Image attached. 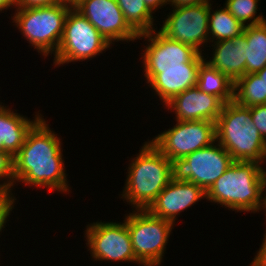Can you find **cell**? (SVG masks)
<instances>
[{"instance_id": "cell-1", "label": "cell", "mask_w": 266, "mask_h": 266, "mask_svg": "<svg viewBox=\"0 0 266 266\" xmlns=\"http://www.w3.org/2000/svg\"><path fill=\"white\" fill-rule=\"evenodd\" d=\"M43 117L32 126L23 146L13 157L14 186L16 182H22L28 187L69 194L71 190L68 174L65 173L63 143Z\"/></svg>"}, {"instance_id": "cell-2", "label": "cell", "mask_w": 266, "mask_h": 266, "mask_svg": "<svg viewBox=\"0 0 266 266\" xmlns=\"http://www.w3.org/2000/svg\"><path fill=\"white\" fill-rule=\"evenodd\" d=\"M265 170L256 161H234L206 191V200L235 213L262 211Z\"/></svg>"}, {"instance_id": "cell-3", "label": "cell", "mask_w": 266, "mask_h": 266, "mask_svg": "<svg viewBox=\"0 0 266 266\" xmlns=\"http://www.w3.org/2000/svg\"><path fill=\"white\" fill-rule=\"evenodd\" d=\"M128 165L121 194L133 210H147L172 179L171 160L147 140ZM135 207V208H134Z\"/></svg>"}, {"instance_id": "cell-4", "label": "cell", "mask_w": 266, "mask_h": 266, "mask_svg": "<svg viewBox=\"0 0 266 266\" xmlns=\"http://www.w3.org/2000/svg\"><path fill=\"white\" fill-rule=\"evenodd\" d=\"M218 142L234 161L266 162V140L252 122L250 107L235 100L223 105L215 123Z\"/></svg>"}, {"instance_id": "cell-5", "label": "cell", "mask_w": 266, "mask_h": 266, "mask_svg": "<svg viewBox=\"0 0 266 266\" xmlns=\"http://www.w3.org/2000/svg\"><path fill=\"white\" fill-rule=\"evenodd\" d=\"M69 4L33 8H16L12 23L22 36L44 58L55 55L60 44Z\"/></svg>"}, {"instance_id": "cell-6", "label": "cell", "mask_w": 266, "mask_h": 266, "mask_svg": "<svg viewBox=\"0 0 266 266\" xmlns=\"http://www.w3.org/2000/svg\"><path fill=\"white\" fill-rule=\"evenodd\" d=\"M124 220L139 266H160L175 224L148 210L132 209Z\"/></svg>"}, {"instance_id": "cell-7", "label": "cell", "mask_w": 266, "mask_h": 266, "mask_svg": "<svg viewBox=\"0 0 266 266\" xmlns=\"http://www.w3.org/2000/svg\"><path fill=\"white\" fill-rule=\"evenodd\" d=\"M111 48L104 36L74 7L69 9L54 66L91 60ZM107 49V50H106Z\"/></svg>"}, {"instance_id": "cell-8", "label": "cell", "mask_w": 266, "mask_h": 266, "mask_svg": "<svg viewBox=\"0 0 266 266\" xmlns=\"http://www.w3.org/2000/svg\"><path fill=\"white\" fill-rule=\"evenodd\" d=\"M139 39L148 42L141 50L144 52L141 59L147 84L159 73V68L200 67L205 61L206 56L192 46L171 40L159 30L139 34Z\"/></svg>"}, {"instance_id": "cell-9", "label": "cell", "mask_w": 266, "mask_h": 266, "mask_svg": "<svg viewBox=\"0 0 266 266\" xmlns=\"http://www.w3.org/2000/svg\"><path fill=\"white\" fill-rule=\"evenodd\" d=\"M234 160L216 140L199 150L171 161L172 179L195 183L205 192Z\"/></svg>"}, {"instance_id": "cell-10", "label": "cell", "mask_w": 266, "mask_h": 266, "mask_svg": "<svg viewBox=\"0 0 266 266\" xmlns=\"http://www.w3.org/2000/svg\"><path fill=\"white\" fill-rule=\"evenodd\" d=\"M86 246L94 261L138 263L135 257L130 234L123 222L97 221L87 225Z\"/></svg>"}, {"instance_id": "cell-11", "label": "cell", "mask_w": 266, "mask_h": 266, "mask_svg": "<svg viewBox=\"0 0 266 266\" xmlns=\"http://www.w3.org/2000/svg\"><path fill=\"white\" fill-rule=\"evenodd\" d=\"M175 122L173 127L149 140L171 161L184 158L216 140L215 122L207 120Z\"/></svg>"}, {"instance_id": "cell-12", "label": "cell", "mask_w": 266, "mask_h": 266, "mask_svg": "<svg viewBox=\"0 0 266 266\" xmlns=\"http://www.w3.org/2000/svg\"><path fill=\"white\" fill-rule=\"evenodd\" d=\"M172 9L165 21L163 20L159 31L169 39L192 46L200 54H204L202 48L209 43L210 3L172 7Z\"/></svg>"}, {"instance_id": "cell-13", "label": "cell", "mask_w": 266, "mask_h": 266, "mask_svg": "<svg viewBox=\"0 0 266 266\" xmlns=\"http://www.w3.org/2000/svg\"><path fill=\"white\" fill-rule=\"evenodd\" d=\"M112 45L118 41L134 42L138 34L124 19L116 0H80L75 6Z\"/></svg>"}, {"instance_id": "cell-14", "label": "cell", "mask_w": 266, "mask_h": 266, "mask_svg": "<svg viewBox=\"0 0 266 266\" xmlns=\"http://www.w3.org/2000/svg\"><path fill=\"white\" fill-rule=\"evenodd\" d=\"M201 199H206V192L201 187L192 182L171 179L147 210L175 224L181 212Z\"/></svg>"}, {"instance_id": "cell-15", "label": "cell", "mask_w": 266, "mask_h": 266, "mask_svg": "<svg viewBox=\"0 0 266 266\" xmlns=\"http://www.w3.org/2000/svg\"><path fill=\"white\" fill-rule=\"evenodd\" d=\"M223 105L217 96L194 86L176 95L164 107L176 114L177 121L207 120L216 123Z\"/></svg>"}, {"instance_id": "cell-16", "label": "cell", "mask_w": 266, "mask_h": 266, "mask_svg": "<svg viewBox=\"0 0 266 266\" xmlns=\"http://www.w3.org/2000/svg\"><path fill=\"white\" fill-rule=\"evenodd\" d=\"M212 57L205 58L211 67L224 73L233 83L245 75L246 38L244 32L230 40L214 42Z\"/></svg>"}, {"instance_id": "cell-17", "label": "cell", "mask_w": 266, "mask_h": 266, "mask_svg": "<svg viewBox=\"0 0 266 266\" xmlns=\"http://www.w3.org/2000/svg\"><path fill=\"white\" fill-rule=\"evenodd\" d=\"M200 67L159 68V73L148 83L159 96V100L168 103L179 93L197 86Z\"/></svg>"}, {"instance_id": "cell-18", "label": "cell", "mask_w": 266, "mask_h": 266, "mask_svg": "<svg viewBox=\"0 0 266 266\" xmlns=\"http://www.w3.org/2000/svg\"><path fill=\"white\" fill-rule=\"evenodd\" d=\"M4 105L0 108V151H5L14 157L23 146L27 133L43 116L37 112L30 120Z\"/></svg>"}, {"instance_id": "cell-19", "label": "cell", "mask_w": 266, "mask_h": 266, "mask_svg": "<svg viewBox=\"0 0 266 266\" xmlns=\"http://www.w3.org/2000/svg\"><path fill=\"white\" fill-rule=\"evenodd\" d=\"M246 64L245 74L257 73L266 66V22L245 26Z\"/></svg>"}, {"instance_id": "cell-20", "label": "cell", "mask_w": 266, "mask_h": 266, "mask_svg": "<svg viewBox=\"0 0 266 266\" xmlns=\"http://www.w3.org/2000/svg\"><path fill=\"white\" fill-rule=\"evenodd\" d=\"M197 87L202 92L217 96L224 104L234 100V83L205 61L198 71Z\"/></svg>"}, {"instance_id": "cell-21", "label": "cell", "mask_w": 266, "mask_h": 266, "mask_svg": "<svg viewBox=\"0 0 266 266\" xmlns=\"http://www.w3.org/2000/svg\"><path fill=\"white\" fill-rule=\"evenodd\" d=\"M209 12V43L230 40L244 32L245 26L238 21L225 7ZM222 8V9H221Z\"/></svg>"}, {"instance_id": "cell-22", "label": "cell", "mask_w": 266, "mask_h": 266, "mask_svg": "<svg viewBox=\"0 0 266 266\" xmlns=\"http://www.w3.org/2000/svg\"><path fill=\"white\" fill-rule=\"evenodd\" d=\"M234 100L247 107L266 104V83L257 73L245 74L234 83Z\"/></svg>"}, {"instance_id": "cell-23", "label": "cell", "mask_w": 266, "mask_h": 266, "mask_svg": "<svg viewBox=\"0 0 266 266\" xmlns=\"http://www.w3.org/2000/svg\"><path fill=\"white\" fill-rule=\"evenodd\" d=\"M123 12L124 19L129 26L139 35L154 29L153 13L144 0H116Z\"/></svg>"}, {"instance_id": "cell-24", "label": "cell", "mask_w": 266, "mask_h": 266, "mask_svg": "<svg viewBox=\"0 0 266 266\" xmlns=\"http://www.w3.org/2000/svg\"><path fill=\"white\" fill-rule=\"evenodd\" d=\"M260 0H226L224 7L244 26L258 25L266 22V19L259 11ZM249 22V23H248Z\"/></svg>"}, {"instance_id": "cell-25", "label": "cell", "mask_w": 266, "mask_h": 266, "mask_svg": "<svg viewBox=\"0 0 266 266\" xmlns=\"http://www.w3.org/2000/svg\"><path fill=\"white\" fill-rule=\"evenodd\" d=\"M12 187H14L13 157L5 151H0V189L13 190Z\"/></svg>"}, {"instance_id": "cell-26", "label": "cell", "mask_w": 266, "mask_h": 266, "mask_svg": "<svg viewBox=\"0 0 266 266\" xmlns=\"http://www.w3.org/2000/svg\"><path fill=\"white\" fill-rule=\"evenodd\" d=\"M12 192L10 189H0V232L5 228L9 215L15 209L14 203L17 199Z\"/></svg>"}, {"instance_id": "cell-27", "label": "cell", "mask_w": 266, "mask_h": 266, "mask_svg": "<svg viewBox=\"0 0 266 266\" xmlns=\"http://www.w3.org/2000/svg\"><path fill=\"white\" fill-rule=\"evenodd\" d=\"M250 115L253 124L266 140V104L250 107Z\"/></svg>"}, {"instance_id": "cell-28", "label": "cell", "mask_w": 266, "mask_h": 266, "mask_svg": "<svg viewBox=\"0 0 266 266\" xmlns=\"http://www.w3.org/2000/svg\"><path fill=\"white\" fill-rule=\"evenodd\" d=\"M65 4V0H17V8H33Z\"/></svg>"}, {"instance_id": "cell-29", "label": "cell", "mask_w": 266, "mask_h": 266, "mask_svg": "<svg viewBox=\"0 0 266 266\" xmlns=\"http://www.w3.org/2000/svg\"><path fill=\"white\" fill-rule=\"evenodd\" d=\"M250 266H266V229L262 245L253 258V261L250 263Z\"/></svg>"}, {"instance_id": "cell-30", "label": "cell", "mask_w": 266, "mask_h": 266, "mask_svg": "<svg viewBox=\"0 0 266 266\" xmlns=\"http://www.w3.org/2000/svg\"><path fill=\"white\" fill-rule=\"evenodd\" d=\"M211 0H169L172 7L191 6L204 3H210Z\"/></svg>"}, {"instance_id": "cell-31", "label": "cell", "mask_w": 266, "mask_h": 266, "mask_svg": "<svg viewBox=\"0 0 266 266\" xmlns=\"http://www.w3.org/2000/svg\"><path fill=\"white\" fill-rule=\"evenodd\" d=\"M148 8L154 13L156 10L161 9L160 7L166 6L169 4V0H144Z\"/></svg>"}, {"instance_id": "cell-32", "label": "cell", "mask_w": 266, "mask_h": 266, "mask_svg": "<svg viewBox=\"0 0 266 266\" xmlns=\"http://www.w3.org/2000/svg\"><path fill=\"white\" fill-rule=\"evenodd\" d=\"M17 0H0V13L6 9L9 8H17L16 7Z\"/></svg>"}, {"instance_id": "cell-33", "label": "cell", "mask_w": 266, "mask_h": 266, "mask_svg": "<svg viewBox=\"0 0 266 266\" xmlns=\"http://www.w3.org/2000/svg\"><path fill=\"white\" fill-rule=\"evenodd\" d=\"M263 196V208L262 210L265 211V216H266V171H264V194Z\"/></svg>"}, {"instance_id": "cell-34", "label": "cell", "mask_w": 266, "mask_h": 266, "mask_svg": "<svg viewBox=\"0 0 266 266\" xmlns=\"http://www.w3.org/2000/svg\"><path fill=\"white\" fill-rule=\"evenodd\" d=\"M258 76L266 83V66L257 72Z\"/></svg>"}, {"instance_id": "cell-35", "label": "cell", "mask_w": 266, "mask_h": 266, "mask_svg": "<svg viewBox=\"0 0 266 266\" xmlns=\"http://www.w3.org/2000/svg\"><path fill=\"white\" fill-rule=\"evenodd\" d=\"M80 0H65V4H69L72 7L75 6Z\"/></svg>"}]
</instances>
